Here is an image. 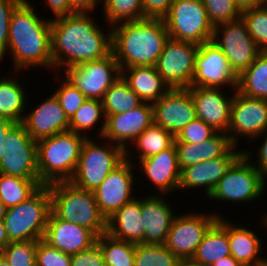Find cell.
<instances>
[{
  "label": "cell",
  "mask_w": 267,
  "mask_h": 266,
  "mask_svg": "<svg viewBox=\"0 0 267 266\" xmlns=\"http://www.w3.org/2000/svg\"><path fill=\"white\" fill-rule=\"evenodd\" d=\"M99 22L93 14L80 12L51 20L54 73L103 59L112 53V28L104 24L103 28Z\"/></svg>",
  "instance_id": "cell-1"
},
{
  "label": "cell",
  "mask_w": 267,
  "mask_h": 266,
  "mask_svg": "<svg viewBox=\"0 0 267 266\" xmlns=\"http://www.w3.org/2000/svg\"><path fill=\"white\" fill-rule=\"evenodd\" d=\"M33 2L24 0L14 11L9 24L6 56L12 59V70L43 68L54 72L51 55V19L41 16Z\"/></svg>",
  "instance_id": "cell-2"
},
{
  "label": "cell",
  "mask_w": 267,
  "mask_h": 266,
  "mask_svg": "<svg viewBox=\"0 0 267 266\" xmlns=\"http://www.w3.org/2000/svg\"><path fill=\"white\" fill-rule=\"evenodd\" d=\"M112 28V53L120 69L155 66L169 34L164 19L146 18Z\"/></svg>",
  "instance_id": "cell-3"
},
{
  "label": "cell",
  "mask_w": 267,
  "mask_h": 266,
  "mask_svg": "<svg viewBox=\"0 0 267 266\" xmlns=\"http://www.w3.org/2000/svg\"><path fill=\"white\" fill-rule=\"evenodd\" d=\"M51 212L59 219L85 227L97 237L107 231V220L101 214L93 191L70 181L49 184Z\"/></svg>",
  "instance_id": "cell-4"
},
{
  "label": "cell",
  "mask_w": 267,
  "mask_h": 266,
  "mask_svg": "<svg viewBox=\"0 0 267 266\" xmlns=\"http://www.w3.org/2000/svg\"><path fill=\"white\" fill-rule=\"evenodd\" d=\"M85 139L66 131L37 141V168L43 185L71 180Z\"/></svg>",
  "instance_id": "cell-5"
},
{
  "label": "cell",
  "mask_w": 267,
  "mask_h": 266,
  "mask_svg": "<svg viewBox=\"0 0 267 266\" xmlns=\"http://www.w3.org/2000/svg\"><path fill=\"white\" fill-rule=\"evenodd\" d=\"M125 159L126 151L122 147L109 140L105 141L103 137H86L70 182L81 189L94 192Z\"/></svg>",
  "instance_id": "cell-6"
},
{
  "label": "cell",
  "mask_w": 267,
  "mask_h": 266,
  "mask_svg": "<svg viewBox=\"0 0 267 266\" xmlns=\"http://www.w3.org/2000/svg\"><path fill=\"white\" fill-rule=\"evenodd\" d=\"M265 190L267 178L242 154L218 181L207 200H212L213 205L218 201L217 204L229 202L245 206L263 198Z\"/></svg>",
  "instance_id": "cell-7"
},
{
  "label": "cell",
  "mask_w": 267,
  "mask_h": 266,
  "mask_svg": "<svg viewBox=\"0 0 267 266\" xmlns=\"http://www.w3.org/2000/svg\"><path fill=\"white\" fill-rule=\"evenodd\" d=\"M50 212L49 186L43 185L26 201L7 209L3 221L9 241L43 239Z\"/></svg>",
  "instance_id": "cell-8"
},
{
  "label": "cell",
  "mask_w": 267,
  "mask_h": 266,
  "mask_svg": "<svg viewBox=\"0 0 267 266\" xmlns=\"http://www.w3.org/2000/svg\"><path fill=\"white\" fill-rule=\"evenodd\" d=\"M163 19L169 38L197 45L212 40L214 26L202 0H174Z\"/></svg>",
  "instance_id": "cell-9"
},
{
  "label": "cell",
  "mask_w": 267,
  "mask_h": 266,
  "mask_svg": "<svg viewBox=\"0 0 267 266\" xmlns=\"http://www.w3.org/2000/svg\"><path fill=\"white\" fill-rule=\"evenodd\" d=\"M187 211L174 217L164 245L178 258H192L209 228L224 214ZM180 214V215H179Z\"/></svg>",
  "instance_id": "cell-10"
},
{
  "label": "cell",
  "mask_w": 267,
  "mask_h": 266,
  "mask_svg": "<svg viewBox=\"0 0 267 266\" xmlns=\"http://www.w3.org/2000/svg\"><path fill=\"white\" fill-rule=\"evenodd\" d=\"M211 41L223 51L237 76L247 69L261 52L242 18L216 25Z\"/></svg>",
  "instance_id": "cell-11"
},
{
  "label": "cell",
  "mask_w": 267,
  "mask_h": 266,
  "mask_svg": "<svg viewBox=\"0 0 267 266\" xmlns=\"http://www.w3.org/2000/svg\"><path fill=\"white\" fill-rule=\"evenodd\" d=\"M61 73L87 98L99 100L104 98L107 90L121 77V69L113 53L100 60L74 65Z\"/></svg>",
  "instance_id": "cell-12"
},
{
  "label": "cell",
  "mask_w": 267,
  "mask_h": 266,
  "mask_svg": "<svg viewBox=\"0 0 267 266\" xmlns=\"http://www.w3.org/2000/svg\"><path fill=\"white\" fill-rule=\"evenodd\" d=\"M135 168V164L125 159L94 191L99 210L106 220L139 195L138 191L141 190H136L135 187H140L136 180L140 175L137 176Z\"/></svg>",
  "instance_id": "cell-13"
},
{
  "label": "cell",
  "mask_w": 267,
  "mask_h": 266,
  "mask_svg": "<svg viewBox=\"0 0 267 266\" xmlns=\"http://www.w3.org/2000/svg\"><path fill=\"white\" fill-rule=\"evenodd\" d=\"M267 130V100L250 98L235 91L227 135L234 146L252 141Z\"/></svg>",
  "instance_id": "cell-14"
},
{
  "label": "cell",
  "mask_w": 267,
  "mask_h": 266,
  "mask_svg": "<svg viewBox=\"0 0 267 266\" xmlns=\"http://www.w3.org/2000/svg\"><path fill=\"white\" fill-rule=\"evenodd\" d=\"M238 76L231 69L223 51L212 41L199 45L194 76L189 88L211 87L237 90Z\"/></svg>",
  "instance_id": "cell-15"
},
{
  "label": "cell",
  "mask_w": 267,
  "mask_h": 266,
  "mask_svg": "<svg viewBox=\"0 0 267 266\" xmlns=\"http://www.w3.org/2000/svg\"><path fill=\"white\" fill-rule=\"evenodd\" d=\"M199 45L169 38L155 68L173 88H189L194 76L195 57Z\"/></svg>",
  "instance_id": "cell-16"
},
{
  "label": "cell",
  "mask_w": 267,
  "mask_h": 266,
  "mask_svg": "<svg viewBox=\"0 0 267 266\" xmlns=\"http://www.w3.org/2000/svg\"><path fill=\"white\" fill-rule=\"evenodd\" d=\"M0 173L25 179H39L37 141L22 123H16L7 132V152L1 160Z\"/></svg>",
  "instance_id": "cell-17"
},
{
  "label": "cell",
  "mask_w": 267,
  "mask_h": 266,
  "mask_svg": "<svg viewBox=\"0 0 267 266\" xmlns=\"http://www.w3.org/2000/svg\"><path fill=\"white\" fill-rule=\"evenodd\" d=\"M135 166H137V174L139 175L140 173L141 176L143 174L141 179L137 178V182H141L144 179L145 183H147L148 180L150 186L154 187L153 190L155 189L152 194H171L172 196L174 192L178 191L181 169L179 167L177 149L174 143L158 154L135 162Z\"/></svg>",
  "instance_id": "cell-18"
},
{
  "label": "cell",
  "mask_w": 267,
  "mask_h": 266,
  "mask_svg": "<svg viewBox=\"0 0 267 266\" xmlns=\"http://www.w3.org/2000/svg\"><path fill=\"white\" fill-rule=\"evenodd\" d=\"M153 123L170 132L174 137L196 118L195 105L188 88L170 89L152 103Z\"/></svg>",
  "instance_id": "cell-19"
},
{
  "label": "cell",
  "mask_w": 267,
  "mask_h": 266,
  "mask_svg": "<svg viewBox=\"0 0 267 266\" xmlns=\"http://www.w3.org/2000/svg\"><path fill=\"white\" fill-rule=\"evenodd\" d=\"M242 149L233 145L221 157L182 168L178 191L185 193L184 190L191 191L199 188L200 192L204 191L203 196L207 199L225 172L243 154Z\"/></svg>",
  "instance_id": "cell-20"
},
{
  "label": "cell",
  "mask_w": 267,
  "mask_h": 266,
  "mask_svg": "<svg viewBox=\"0 0 267 266\" xmlns=\"http://www.w3.org/2000/svg\"><path fill=\"white\" fill-rule=\"evenodd\" d=\"M30 100L31 109L27 105L22 124L34 140L70 131V120L53 93L46 95L37 105L31 104Z\"/></svg>",
  "instance_id": "cell-21"
},
{
  "label": "cell",
  "mask_w": 267,
  "mask_h": 266,
  "mask_svg": "<svg viewBox=\"0 0 267 266\" xmlns=\"http://www.w3.org/2000/svg\"><path fill=\"white\" fill-rule=\"evenodd\" d=\"M152 123V103L143 102L127 112L106 115V127L102 137L126 151Z\"/></svg>",
  "instance_id": "cell-22"
},
{
  "label": "cell",
  "mask_w": 267,
  "mask_h": 266,
  "mask_svg": "<svg viewBox=\"0 0 267 266\" xmlns=\"http://www.w3.org/2000/svg\"><path fill=\"white\" fill-rule=\"evenodd\" d=\"M188 89L192 94L196 117L203 120L216 132L227 134L231 105L236 90L229 89V93H227L224 88L192 87Z\"/></svg>",
  "instance_id": "cell-23"
},
{
  "label": "cell",
  "mask_w": 267,
  "mask_h": 266,
  "mask_svg": "<svg viewBox=\"0 0 267 266\" xmlns=\"http://www.w3.org/2000/svg\"><path fill=\"white\" fill-rule=\"evenodd\" d=\"M150 194L142 196L141 214L144 224V244H164L177 209L167 198L170 195ZM167 198V199H166ZM175 210V211H174Z\"/></svg>",
  "instance_id": "cell-24"
},
{
  "label": "cell",
  "mask_w": 267,
  "mask_h": 266,
  "mask_svg": "<svg viewBox=\"0 0 267 266\" xmlns=\"http://www.w3.org/2000/svg\"><path fill=\"white\" fill-rule=\"evenodd\" d=\"M43 240L69 254L87 250L96 244L97 236L89 229L57 218L50 212Z\"/></svg>",
  "instance_id": "cell-25"
},
{
  "label": "cell",
  "mask_w": 267,
  "mask_h": 266,
  "mask_svg": "<svg viewBox=\"0 0 267 266\" xmlns=\"http://www.w3.org/2000/svg\"><path fill=\"white\" fill-rule=\"evenodd\" d=\"M231 221L228 220V239L231 256L243 266L267 265V254L262 256L263 247L265 250L263 236H259L254 229L252 230V226L248 228V226L246 227L247 224H235L234 221Z\"/></svg>",
  "instance_id": "cell-26"
},
{
  "label": "cell",
  "mask_w": 267,
  "mask_h": 266,
  "mask_svg": "<svg viewBox=\"0 0 267 266\" xmlns=\"http://www.w3.org/2000/svg\"><path fill=\"white\" fill-rule=\"evenodd\" d=\"M141 195L118 209L107 219L106 233L114 239L144 244Z\"/></svg>",
  "instance_id": "cell-27"
},
{
  "label": "cell",
  "mask_w": 267,
  "mask_h": 266,
  "mask_svg": "<svg viewBox=\"0 0 267 266\" xmlns=\"http://www.w3.org/2000/svg\"><path fill=\"white\" fill-rule=\"evenodd\" d=\"M121 76L143 102L153 103L171 88L158 74L155 66H134L121 70Z\"/></svg>",
  "instance_id": "cell-28"
},
{
  "label": "cell",
  "mask_w": 267,
  "mask_h": 266,
  "mask_svg": "<svg viewBox=\"0 0 267 266\" xmlns=\"http://www.w3.org/2000/svg\"><path fill=\"white\" fill-rule=\"evenodd\" d=\"M20 73L24 74L22 71L14 70V75L0 77V117L10 119L14 123H22L28 98L32 95L27 94L29 91L26 82L20 81Z\"/></svg>",
  "instance_id": "cell-29"
},
{
  "label": "cell",
  "mask_w": 267,
  "mask_h": 266,
  "mask_svg": "<svg viewBox=\"0 0 267 266\" xmlns=\"http://www.w3.org/2000/svg\"><path fill=\"white\" fill-rule=\"evenodd\" d=\"M230 255L228 218L220 217L209 228L192 258L210 266L215 261Z\"/></svg>",
  "instance_id": "cell-30"
},
{
  "label": "cell",
  "mask_w": 267,
  "mask_h": 266,
  "mask_svg": "<svg viewBox=\"0 0 267 266\" xmlns=\"http://www.w3.org/2000/svg\"><path fill=\"white\" fill-rule=\"evenodd\" d=\"M174 139L170 132L152 123L126 150V159L135 164L136 160L139 161L169 148L174 143Z\"/></svg>",
  "instance_id": "cell-31"
},
{
  "label": "cell",
  "mask_w": 267,
  "mask_h": 266,
  "mask_svg": "<svg viewBox=\"0 0 267 266\" xmlns=\"http://www.w3.org/2000/svg\"><path fill=\"white\" fill-rule=\"evenodd\" d=\"M96 125L99 128H96ZM105 127L106 116L104 114L102 100L99 99L87 98L70 119V131L82 134L87 138L93 137V134L95 137H102ZM91 131L94 133L90 134L89 132Z\"/></svg>",
  "instance_id": "cell-32"
},
{
  "label": "cell",
  "mask_w": 267,
  "mask_h": 266,
  "mask_svg": "<svg viewBox=\"0 0 267 266\" xmlns=\"http://www.w3.org/2000/svg\"><path fill=\"white\" fill-rule=\"evenodd\" d=\"M237 91L250 98L267 100V52H260L238 76Z\"/></svg>",
  "instance_id": "cell-33"
},
{
  "label": "cell",
  "mask_w": 267,
  "mask_h": 266,
  "mask_svg": "<svg viewBox=\"0 0 267 266\" xmlns=\"http://www.w3.org/2000/svg\"><path fill=\"white\" fill-rule=\"evenodd\" d=\"M43 184L40 179H25L0 173V201L14 207L31 197Z\"/></svg>",
  "instance_id": "cell-34"
},
{
  "label": "cell",
  "mask_w": 267,
  "mask_h": 266,
  "mask_svg": "<svg viewBox=\"0 0 267 266\" xmlns=\"http://www.w3.org/2000/svg\"><path fill=\"white\" fill-rule=\"evenodd\" d=\"M142 103L143 101L130 89L122 76L112 84L102 99L105 116L127 112Z\"/></svg>",
  "instance_id": "cell-35"
},
{
  "label": "cell",
  "mask_w": 267,
  "mask_h": 266,
  "mask_svg": "<svg viewBox=\"0 0 267 266\" xmlns=\"http://www.w3.org/2000/svg\"><path fill=\"white\" fill-rule=\"evenodd\" d=\"M100 7L106 26L146 19L143 16V0H102Z\"/></svg>",
  "instance_id": "cell-36"
},
{
  "label": "cell",
  "mask_w": 267,
  "mask_h": 266,
  "mask_svg": "<svg viewBox=\"0 0 267 266\" xmlns=\"http://www.w3.org/2000/svg\"><path fill=\"white\" fill-rule=\"evenodd\" d=\"M106 266H134L135 243L112 238L107 233L97 237Z\"/></svg>",
  "instance_id": "cell-37"
},
{
  "label": "cell",
  "mask_w": 267,
  "mask_h": 266,
  "mask_svg": "<svg viewBox=\"0 0 267 266\" xmlns=\"http://www.w3.org/2000/svg\"><path fill=\"white\" fill-rule=\"evenodd\" d=\"M178 262L164 244L135 243L134 266H177Z\"/></svg>",
  "instance_id": "cell-38"
},
{
  "label": "cell",
  "mask_w": 267,
  "mask_h": 266,
  "mask_svg": "<svg viewBox=\"0 0 267 266\" xmlns=\"http://www.w3.org/2000/svg\"><path fill=\"white\" fill-rule=\"evenodd\" d=\"M55 74H53V78L56 81L55 84L58 82L59 86L52 92L70 120L80 106L86 101L87 97L78 88L72 85L62 74Z\"/></svg>",
  "instance_id": "cell-39"
},
{
  "label": "cell",
  "mask_w": 267,
  "mask_h": 266,
  "mask_svg": "<svg viewBox=\"0 0 267 266\" xmlns=\"http://www.w3.org/2000/svg\"><path fill=\"white\" fill-rule=\"evenodd\" d=\"M241 18L258 49L267 52V5L254 7L242 12Z\"/></svg>",
  "instance_id": "cell-40"
},
{
  "label": "cell",
  "mask_w": 267,
  "mask_h": 266,
  "mask_svg": "<svg viewBox=\"0 0 267 266\" xmlns=\"http://www.w3.org/2000/svg\"><path fill=\"white\" fill-rule=\"evenodd\" d=\"M37 241L10 242L0 253L10 266H36Z\"/></svg>",
  "instance_id": "cell-41"
},
{
  "label": "cell",
  "mask_w": 267,
  "mask_h": 266,
  "mask_svg": "<svg viewBox=\"0 0 267 266\" xmlns=\"http://www.w3.org/2000/svg\"><path fill=\"white\" fill-rule=\"evenodd\" d=\"M208 19L215 27L241 18L242 12L234 0H202Z\"/></svg>",
  "instance_id": "cell-42"
},
{
  "label": "cell",
  "mask_w": 267,
  "mask_h": 266,
  "mask_svg": "<svg viewBox=\"0 0 267 266\" xmlns=\"http://www.w3.org/2000/svg\"><path fill=\"white\" fill-rule=\"evenodd\" d=\"M217 132L200 118H195L176 136L174 142L199 144L213 137Z\"/></svg>",
  "instance_id": "cell-43"
},
{
  "label": "cell",
  "mask_w": 267,
  "mask_h": 266,
  "mask_svg": "<svg viewBox=\"0 0 267 266\" xmlns=\"http://www.w3.org/2000/svg\"><path fill=\"white\" fill-rule=\"evenodd\" d=\"M71 255L50 246L43 239L37 241L36 266H70Z\"/></svg>",
  "instance_id": "cell-44"
},
{
  "label": "cell",
  "mask_w": 267,
  "mask_h": 266,
  "mask_svg": "<svg viewBox=\"0 0 267 266\" xmlns=\"http://www.w3.org/2000/svg\"><path fill=\"white\" fill-rule=\"evenodd\" d=\"M24 0H0V66L7 55L9 41V24L13 11Z\"/></svg>",
  "instance_id": "cell-45"
},
{
  "label": "cell",
  "mask_w": 267,
  "mask_h": 266,
  "mask_svg": "<svg viewBox=\"0 0 267 266\" xmlns=\"http://www.w3.org/2000/svg\"><path fill=\"white\" fill-rule=\"evenodd\" d=\"M232 146L226 133L217 132L210 139L200 143L201 162L223 156Z\"/></svg>",
  "instance_id": "cell-46"
},
{
  "label": "cell",
  "mask_w": 267,
  "mask_h": 266,
  "mask_svg": "<svg viewBox=\"0 0 267 266\" xmlns=\"http://www.w3.org/2000/svg\"><path fill=\"white\" fill-rule=\"evenodd\" d=\"M263 138V139H260ZM261 140V141H257V140ZM258 142V144L256 143V145H260L256 146V148H258L255 152L254 150L250 151V149H243V154L245 155V157L248 158V160L258 169L261 171V173L267 178V130L259 135L258 137H256L255 139H253L251 141L252 142ZM253 152V154H252ZM254 153L256 156H254ZM253 155V156H252ZM254 157L256 158V160H254Z\"/></svg>",
  "instance_id": "cell-47"
},
{
  "label": "cell",
  "mask_w": 267,
  "mask_h": 266,
  "mask_svg": "<svg viewBox=\"0 0 267 266\" xmlns=\"http://www.w3.org/2000/svg\"><path fill=\"white\" fill-rule=\"evenodd\" d=\"M180 169L201 163L200 143L174 142Z\"/></svg>",
  "instance_id": "cell-48"
},
{
  "label": "cell",
  "mask_w": 267,
  "mask_h": 266,
  "mask_svg": "<svg viewBox=\"0 0 267 266\" xmlns=\"http://www.w3.org/2000/svg\"><path fill=\"white\" fill-rule=\"evenodd\" d=\"M70 266H106L99 245L71 255Z\"/></svg>",
  "instance_id": "cell-49"
},
{
  "label": "cell",
  "mask_w": 267,
  "mask_h": 266,
  "mask_svg": "<svg viewBox=\"0 0 267 266\" xmlns=\"http://www.w3.org/2000/svg\"><path fill=\"white\" fill-rule=\"evenodd\" d=\"M174 0H143L145 18L163 19L169 12Z\"/></svg>",
  "instance_id": "cell-50"
},
{
  "label": "cell",
  "mask_w": 267,
  "mask_h": 266,
  "mask_svg": "<svg viewBox=\"0 0 267 266\" xmlns=\"http://www.w3.org/2000/svg\"><path fill=\"white\" fill-rule=\"evenodd\" d=\"M45 1V7H48L47 9L52 11L53 16L51 17V20L70 15L73 13H76L72 7L70 0H44ZM48 5V6H47Z\"/></svg>",
  "instance_id": "cell-51"
},
{
  "label": "cell",
  "mask_w": 267,
  "mask_h": 266,
  "mask_svg": "<svg viewBox=\"0 0 267 266\" xmlns=\"http://www.w3.org/2000/svg\"><path fill=\"white\" fill-rule=\"evenodd\" d=\"M70 3L75 12L93 13L95 9L98 11L97 7L102 4V0H70Z\"/></svg>",
  "instance_id": "cell-52"
},
{
  "label": "cell",
  "mask_w": 267,
  "mask_h": 266,
  "mask_svg": "<svg viewBox=\"0 0 267 266\" xmlns=\"http://www.w3.org/2000/svg\"><path fill=\"white\" fill-rule=\"evenodd\" d=\"M13 121L0 117V163L7 152V132L15 125Z\"/></svg>",
  "instance_id": "cell-53"
},
{
  "label": "cell",
  "mask_w": 267,
  "mask_h": 266,
  "mask_svg": "<svg viewBox=\"0 0 267 266\" xmlns=\"http://www.w3.org/2000/svg\"><path fill=\"white\" fill-rule=\"evenodd\" d=\"M241 12L254 7L263 6L266 0H234Z\"/></svg>",
  "instance_id": "cell-54"
},
{
  "label": "cell",
  "mask_w": 267,
  "mask_h": 266,
  "mask_svg": "<svg viewBox=\"0 0 267 266\" xmlns=\"http://www.w3.org/2000/svg\"><path fill=\"white\" fill-rule=\"evenodd\" d=\"M210 266H243V265L240 264L233 256L230 255L215 261Z\"/></svg>",
  "instance_id": "cell-55"
},
{
  "label": "cell",
  "mask_w": 267,
  "mask_h": 266,
  "mask_svg": "<svg viewBox=\"0 0 267 266\" xmlns=\"http://www.w3.org/2000/svg\"><path fill=\"white\" fill-rule=\"evenodd\" d=\"M10 243L4 221H0V253L5 249V247Z\"/></svg>",
  "instance_id": "cell-56"
},
{
  "label": "cell",
  "mask_w": 267,
  "mask_h": 266,
  "mask_svg": "<svg viewBox=\"0 0 267 266\" xmlns=\"http://www.w3.org/2000/svg\"><path fill=\"white\" fill-rule=\"evenodd\" d=\"M177 266H207L201 262L194 260L193 258L179 259Z\"/></svg>",
  "instance_id": "cell-57"
},
{
  "label": "cell",
  "mask_w": 267,
  "mask_h": 266,
  "mask_svg": "<svg viewBox=\"0 0 267 266\" xmlns=\"http://www.w3.org/2000/svg\"><path fill=\"white\" fill-rule=\"evenodd\" d=\"M7 207L0 201V221H3L7 212Z\"/></svg>",
  "instance_id": "cell-58"
},
{
  "label": "cell",
  "mask_w": 267,
  "mask_h": 266,
  "mask_svg": "<svg viewBox=\"0 0 267 266\" xmlns=\"http://www.w3.org/2000/svg\"><path fill=\"white\" fill-rule=\"evenodd\" d=\"M263 213V215L261 216L260 215V219H261V222L260 223H262L263 225H261V226H264V227H262L263 229L265 228V231H266V233H267V214H265L264 212H262Z\"/></svg>",
  "instance_id": "cell-59"
},
{
  "label": "cell",
  "mask_w": 267,
  "mask_h": 266,
  "mask_svg": "<svg viewBox=\"0 0 267 266\" xmlns=\"http://www.w3.org/2000/svg\"><path fill=\"white\" fill-rule=\"evenodd\" d=\"M0 266H10L7 260L0 254Z\"/></svg>",
  "instance_id": "cell-60"
}]
</instances>
